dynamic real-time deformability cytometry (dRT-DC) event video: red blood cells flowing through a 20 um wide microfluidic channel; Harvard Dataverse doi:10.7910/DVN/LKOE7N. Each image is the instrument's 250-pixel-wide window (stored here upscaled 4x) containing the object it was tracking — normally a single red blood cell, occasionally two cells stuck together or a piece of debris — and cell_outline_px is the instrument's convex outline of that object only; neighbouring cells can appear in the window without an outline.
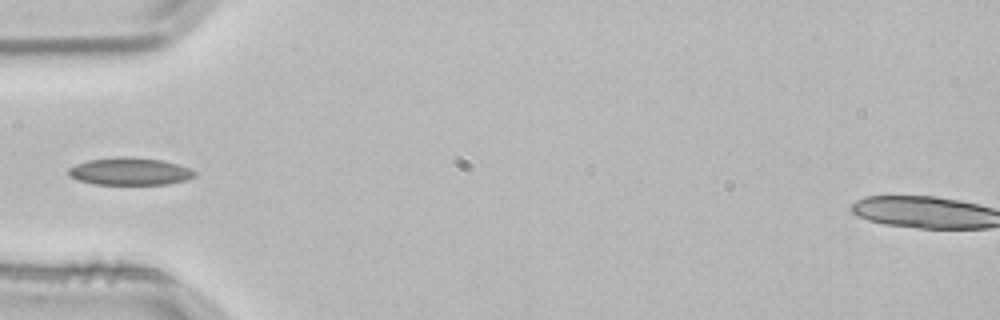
{"species": "common noctule bat (a hibernating species)", "species_latin": "Nyctalus noctula", "temperature_condition": "room temperature", "stored_images_in_passage": 3, "camera_frame_rate_fps": 3000, "um_per_image_px": 0.085, "animal": {"sex": "male", "body_mass_g": 21.5, "forearm_length_mm": 52.0}, "frame": {"image": 1, "passage_image": 3, "time_ms": 0.667, "image_size_px": [1000, 320], "cell_outline_px": [[196, 176], [184, 180], [168, 184], [96, 184], [80, 180], [72, 176], [68, 172], [68, 168], [76, 164], [88, 160], [116, 156], [132, 156], [164, 160], [192, 168], [196, 172]], "centroid_in_image_um": [11.09, 14.54], "position_along_channel_um": 73.9, "area_um2": 20.29}}